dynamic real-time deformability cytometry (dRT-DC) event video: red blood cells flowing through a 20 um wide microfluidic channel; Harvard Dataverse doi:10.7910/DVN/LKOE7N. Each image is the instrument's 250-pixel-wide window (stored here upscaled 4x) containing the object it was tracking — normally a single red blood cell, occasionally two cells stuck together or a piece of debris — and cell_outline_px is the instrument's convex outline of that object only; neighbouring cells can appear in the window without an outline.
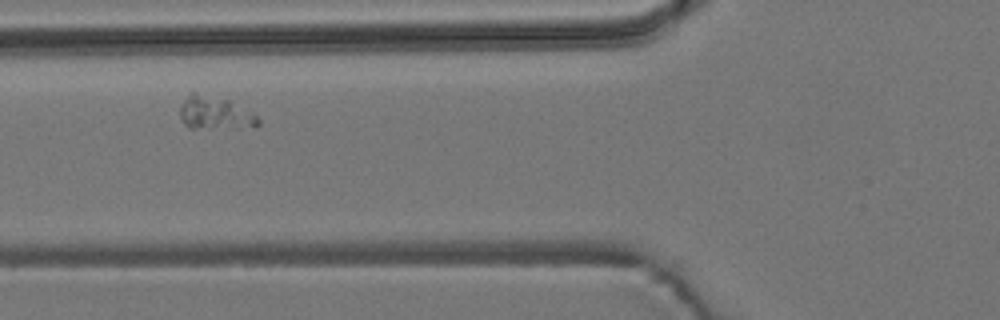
{"species": "common noctule bat (a hibernating species)", "species_latin": "Nyctalus noctula", "temperature_condition": "room temperature", "stored_images_in_passage": 8, "camera_frame_rate_fps": 3000, "um_per_image_px": 0.085, "animal": {"sex": "male", "body_mass_g": 19.2, "forearm_length_mm": 51.8}, "frame": {"image": 1, "passage_image": 3, "time_ms": 0.667, "image_size_px": [1000, 320], "cell_outline_px": [[260, 124], [256, 128], [188, 128], [180, 120], [180, 108], [184, 100], [192, 92], [228, 100], [252, 112], [260, 120]], "centroid_in_image_um": [18.3, 9.65], "position_along_channel_um": 107.5, "area_um2": 15.09}}
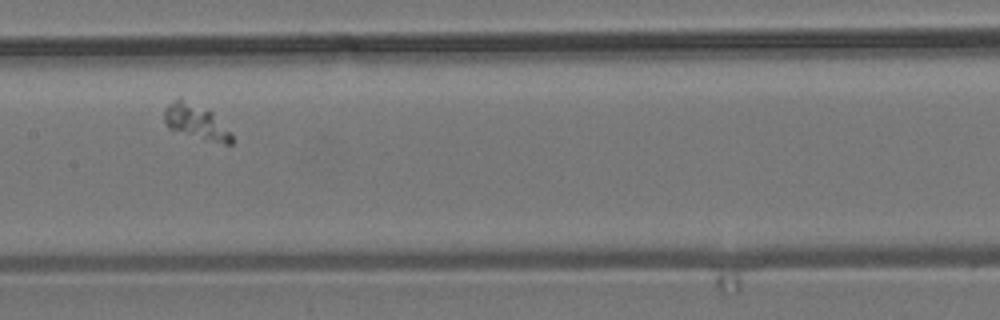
{"frame": {"image": 2, "passage_image": 5, "time_ms": 1.333, "image_size_px": [1000, 320], "cell_outline_px": [[232, 144], [224, 144], [172, 132], [164, 124], [164, 108], [168, 104], [180, 96], [212, 112], [232, 136]], "centroid_in_image_um": [16.57, 10.35], "position_along_channel_um": 190.8, "area_um2": 13.87}}
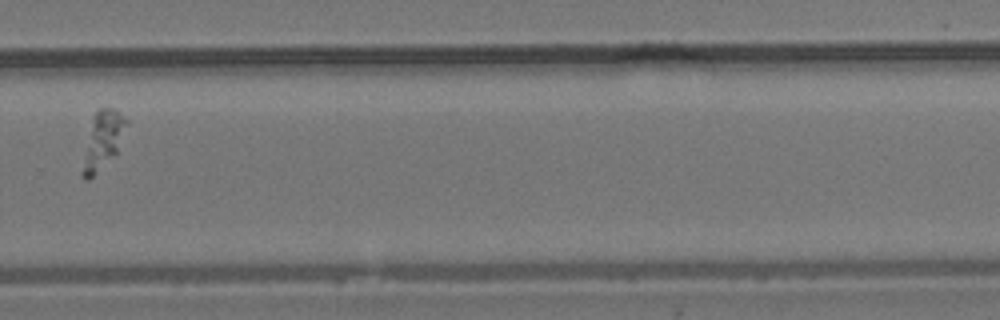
{"frame": {"image": 3, "passage_image": 8, "time_ms": 2.333, "image_size_px": [1000, 320], "cell_outline_px": [[128, 120], [116, 152], [88, 180], [84, 180], [80, 176], [80, 172], [92, 116], [100, 108], [112, 108]], "centroid_in_image_um": [8.68, 11.93], "position_along_channel_um": 321.1, "area_um2": 14.22}}